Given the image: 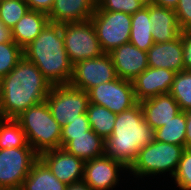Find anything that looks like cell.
<instances>
[{"mask_svg": "<svg viewBox=\"0 0 191 190\" xmlns=\"http://www.w3.org/2000/svg\"><path fill=\"white\" fill-rule=\"evenodd\" d=\"M186 117L185 111L179 112L172 120L155 130V140L181 145L185 148Z\"/></svg>", "mask_w": 191, "mask_h": 190, "instance_id": "d4e9b609", "label": "cell"}, {"mask_svg": "<svg viewBox=\"0 0 191 190\" xmlns=\"http://www.w3.org/2000/svg\"><path fill=\"white\" fill-rule=\"evenodd\" d=\"M15 120L25 133L27 143L40 155L61 147V127L53 118L46 101L29 107Z\"/></svg>", "mask_w": 191, "mask_h": 190, "instance_id": "277c9868", "label": "cell"}, {"mask_svg": "<svg viewBox=\"0 0 191 190\" xmlns=\"http://www.w3.org/2000/svg\"><path fill=\"white\" fill-rule=\"evenodd\" d=\"M152 22L149 18V2L135 14L131 15L130 40L140 50L148 51L155 43L152 37Z\"/></svg>", "mask_w": 191, "mask_h": 190, "instance_id": "603a6c76", "label": "cell"}, {"mask_svg": "<svg viewBox=\"0 0 191 190\" xmlns=\"http://www.w3.org/2000/svg\"><path fill=\"white\" fill-rule=\"evenodd\" d=\"M62 34L64 47L72 65L97 58L104 53L91 19L62 24Z\"/></svg>", "mask_w": 191, "mask_h": 190, "instance_id": "8992f818", "label": "cell"}, {"mask_svg": "<svg viewBox=\"0 0 191 190\" xmlns=\"http://www.w3.org/2000/svg\"><path fill=\"white\" fill-rule=\"evenodd\" d=\"M185 117H186L185 148H191V110L185 111Z\"/></svg>", "mask_w": 191, "mask_h": 190, "instance_id": "d590c367", "label": "cell"}, {"mask_svg": "<svg viewBox=\"0 0 191 190\" xmlns=\"http://www.w3.org/2000/svg\"><path fill=\"white\" fill-rule=\"evenodd\" d=\"M117 77L132 81L148 68V55L132 43H124L109 53Z\"/></svg>", "mask_w": 191, "mask_h": 190, "instance_id": "5bb4252c", "label": "cell"}, {"mask_svg": "<svg viewBox=\"0 0 191 190\" xmlns=\"http://www.w3.org/2000/svg\"><path fill=\"white\" fill-rule=\"evenodd\" d=\"M146 3L145 0H96L95 10L120 11L132 15L140 11Z\"/></svg>", "mask_w": 191, "mask_h": 190, "instance_id": "f546056e", "label": "cell"}, {"mask_svg": "<svg viewBox=\"0 0 191 190\" xmlns=\"http://www.w3.org/2000/svg\"><path fill=\"white\" fill-rule=\"evenodd\" d=\"M39 158L63 183L70 185L83 181L85 162L64 148L45 151L39 155Z\"/></svg>", "mask_w": 191, "mask_h": 190, "instance_id": "4fadbf2b", "label": "cell"}, {"mask_svg": "<svg viewBox=\"0 0 191 190\" xmlns=\"http://www.w3.org/2000/svg\"><path fill=\"white\" fill-rule=\"evenodd\" d=\"M29 10V6L25 1L0 0V20L10 29H12Z\"/></svg>", "mask_w": 191, "mask_h": 190, "instance_id": "83f0119b", "label": "cell"}, {"mask_svg": "<svg viewBox=\"0 0 191 190\" xmlns=\"http://www.w3.org/2000/svg\"><path fill=\"white\" fill-rule=\"evenodd\" d=\"M66 190H92L84 181L73 183L67 186Z\"/></svg>", "mask_w": 191, "mask_h": 190, "instance_id": "f35d334b", "label": "cell"}, {"mask_svg": "<svg viewBox=\"0 0 191 190\" xmlns=\"http://www.w3.org/2000/svg\"><path fill=\"white\" fill-rule=\"evenodd\" d=\"M175 13L180 28L183 31L191 30V0H180Z\"/></svg>", "mask_w": 191, "mask_h": 190, "instance_id": "d6a6232c", "label": "cell"}, {"mask_svg": "<svg viewBox=\"0 0 191 190\" xmlns=\"http://www.w3.org/2000/svg\"><path fill=\"white\" fill-rule=\"evenodd\" d=\"M181 190H191V148H185L173 175Z\"/></svg>", "mask_w": 191, "mask_h": 190, "instance_id": "4dcf8cb0", "label": "cell"}, {"mask_svg": "<svg viewBox=\"0 0 191 190\" xmlns=\"http://www.w3.org/2000/svg\"><path fill=\"white\" fill-rule=\"evenodd\" d=\"M183 70L191 71V30L182 31Z\"/></svg>", "mask_w": 191, "mask_h": 190, "instance_id": "836d02e7", "label": "cell"}, {"mask_svg": "<svg viewBox=\"0 0 191 190\" xmlns=\"http://www.w3.org/2000/svg\"><path fill=\"white\" fill-rule=\"evenodd\" d=\"M23 58V49L15 42L0 43V79Z\"/></svg>", "mask_w": 191, "mask_h": 190, "instance_id": "f1b7e54d", "label": "cell"}, {"mask_svg": "<svg viewBox=\"0 0 191 190\" xmlns=\"http://www.w3.org/2000/svg\"><path fill=\"white\" fill-rule=\"evenodd\" d=\"M67 186L58 180L49 167L38 158L24 179L21 190H66Z\"/></svg>", "mask_w": 191, "mask_h": 190, "instance_id": "7402d4cb", "label": "cell"}, {"mask_svg": "<svg viewBox=\"0 0 191 190\" xmlns=\"http://www.w3.org/2000/svg\"><path fill=\"white\" fill-rule=\"evenodd\" d=\"M179 1L180 0H150V3L167 9L175 10L179 4Z\"/></svg>", "mask_w": 191, "mask_h": 190, "instance_id": "74e56055", "label": "cell"}, {"mask_svg": "<svg viewBox=\"0 0 191 190\" xmlns=\"http://www.w3.org/2000/svg\"><path fill=\"white\" fill-rule=\"evenodd\" d=\"M182 33L171 41L154 43L147 51L148 67L164 68L175 73L183 71Z\"/></svg>", "mask_w": 191, "mask_h": 190, "instance_id": "e0dca14e", "label": "cell"}, {"mask_svg": "<svg viewBox=\"0 0 191 190\" xmlns=\"http://www.w3.org/2000/svg\"><path fill=\"white\" fill-rule=\"evenodd\" d=\"M53 118L63 128L79 115L86 114L88 93L70 84L53 85L46 100Z\"/></svg>", "mask_w": 191, "mask_h": 190, "instance_id": "52a82bcc", "label": "cell"}, {"mask_svg": "<svg viewBox=\"0 0 191 190\" xmlns=\"http://www.w3.org/2000/svg\"><path fill=\"white\" fill-rule=\"evenodd\" d=\"M38 158L32 147L0 149V190H21Z\"/></svg>", "mask_w": 191, "mask_h": 190, "instance_id": "9c48e42d", "label": "cell"}, {"mask_svg": "<svg viewBox=\"0 0 191 190\" xmlns=\"http://www.w3.org/2000/svg\"><path fill=\"white\" fill-rule=\"evenodd\" d=\"M87 93L89 103L104 106L115 114L124 112L138 103L132 81L119 77L113 81L99 84Z\"/></svg>", "mask_w": 191, "mask_h": 190, "instance_id": "30bf717a", "label": "cell"}, {"mask_svg": "<svg viewBox=\"0 0 191 190\" xmlns=\"http://www.w3.org/2000/svg\"><path fill=\"white\" fill-rule=\"evenodd\" d=\"M149 18L152 22V37L155 43L171 42L183 31L179 26L175 10L149 2Z\"/></svg>", "mask_w": 191, "mask_h": 190, "instance_id": "d6986e66", "label": "cell"}, {"mask_svg": "<svg viewBox=\"0 0 191 190\" xmlns=\"http://www.w3.org/2000/svg\"><path fill=\"white\" fill-rule=\"evenodd\" d=\"M52 86L35 64L23 57L0 79V118L15 119L45 101Z\"/></svg>", "mask_w": 191, "mask_h": 190, "instance_id": "6da1fadb", "label": "cell"}, {"mask_svg": "<svg viewBox=\"0 0 191 190\" xmlns=\"http://www.w3.org/2000/svg\"><path fill=\"white\" fill-rule=\"evenodd\" d=\"M128 168L118 160L106 154L86 161L84 165L83 181L92 190L113 189L119 181V170Z\"/></svg>", "mask_w": 191, "mask_h": 190, "instance_id": "7c38bea8", "label": "cell"}, {"mask_svg": "<svg viewBox=\"0 0 191 190\" xmlns=\"http://www.w3.org/2000/svg\"><path fill=\"white\" fill-rule=\"evenodd\" d=\"M139 103L146 123L154 130L162 127L182 111L170 93L151 97Z\"/></svg>", "mask_w": 191, "mask_h": 190, "instance_id": "2e32d148", "label": "cell"}, {"mask_svg": "<svg viewBox=\"0 0 191 190\" xmlns=\"http://www.w3.org/2000/svg\"><path fill=\"white\" fill-rule=\"evenodd\" d=\"M170 94L182 111L191 110V71L183 70L175 74Z\"/></svg>", "mask_w": 191, "mask_h": 190, "instance_id": "4316f807", "label": "cell"}, {"mask_svg": "<svg viewBox=\"0 0 191 190\" xmlns=\"http://www.w3.org/2000/svg\"><path fill=\"white\" fill-rule=\"evenodd\" d=\"M6 42H14L12 40V31L0 20V43Z\"/></svg>", "mask_w": 191, "mask_h": 190, "instance_id": "8d00e7d4", "label": "cell"}, {"mask_svg": "<svg viewBox=\"0 0 191 190\" xmlns=\"http://www.w3.org/2000/svg\"><path fill=\"white\" fill-rule=\"evenodd\" d=\"M23 57L34 63L52 85L70 84L73 74L62 34V25L49 22L25 48Z\"/></svg>", "mask_w": 191, "mask_h": 190, "instance_id": "7a4b0ae2", "label": "cell"}, {"mask_svg": "<svg viewBox=\"0 0 191 190\" xmlns=\"http://www.w3.org/2000/svg\"><path fill=\"white\" fill-rule=\"evenodd\" d=\"M117 78L115 67L108 53L86 59L73 65L70 85L88 92L91 88Z\"/></svg>", "mask_w": 191, "mask_h": 190, "instance_id": "8fae6325", "label": "cell"}, {"mask_svg": "<svg viewBox=\"0 0 191 190\" xmlns=\"http://www.w3.org/2000/svg\"><path fill=\"white\" fill-rule=\"evenodd\" d=\"M87 116L91 129L104 140L113 132L116 114L104 106L89 103Z\"/></svg>", "mask_w": 191, "mask_h": 190, "instance_id": "cb8c5ba5", "label": "cell"}, {"mask_svg": "<svg viewBox=\"0 0 191 190\" xmlns=\"http://www.w3.org/2000/svg\"><path fill=\"white\" fill-rule=\"evenodd\" d=\"M62 148L86 162L105 155V140L90 129L86 135L70 136Z\"/></svg>", "mask_w": 191, "mask_h": 190, "instance_id": "ffe728a7", "label": "cell"}, {"mask_svg": "<svg viewBox=\"0 0 191 190\" xmlns=\"http://www.w3.org/2000/svg\"><path fill=\"white\" fill-rule=\"evenodd\" d=\"M175 72L164 68L148 67L132 80L138 102L161 94L170 93Z\"/></svg>", "mask_w": 191, "mask_h": 190, "instance_id": "9a60e30c", "label": "cell"}, {"mask_svg": "<svg viewBox=\"0 0 191 190\" xmlns=\"http://www.w3.org/2000/svg\"><path fill=\"white\" fill-rule=\"evenodd\" d=\"M31 147L20 124L15 119L0 118V149Z\"/></svg>", "mask_w": 191, "mask_h": 190, "instance_id": "484cf974", "label": "cell"}, {"mask_svg": "<svg viewBox=\"0 0 191 190\" xmlns=\"http://www.w3.org/2000/svg\"><path fill=\"white\" fill-rule=\"evenodd\" d=\"M25 2L28 4L30 10L43 12L47 15L50 13L54 4V0H25Z\"/></svg>", "mask_w": 191, "mask_h": 190, "instance_id": "e575fe53", "label": "cell"}, {"mask_svg": "<svg viewBox=\"0 0 191 190\" xmlns=\"http://www.w3.org/2000/svg\"><path fill=\"white\" fill-rule=\"evenodd\" d=\"M91 129L87 113L79 115L61 129V147L70 140V136L86 135Z\"/></svg>", "mask_w": 191, "mask_h": 190, "instance_id": "1f68e13d", "label": "cell"}, {"mask_svg": "<svg viewBox=\"0 0 191 190\" xmlns=\"http://www.w3.org/2000/svg\"><path fill=\"white\" fill-rule=\"evenodd\" d=\"M49 22L47 14L29 10L11 29L12 40L23 49L40 34Z\"/></svg>", "mask_w": 191, "mask_h": 190, "instance_id": "44dd1931", "label": "cell"}, {"mask_svg": "<svg viewBox=\"0 0 191 190\" xmlns=\"http://www.w3.org/2000/svg\"><path fill=\"white\" fill-rule=\"evenodd\" d=\"M96 0H54L48 14L51 23L66 24L89 20L94 14Z\"/></svg>", "mask_w": 191, "mask_h": 190, "instance_id": "ac0fdd59", "label": "cell"}, {"mask_svg": "<svg viewBox=\"0 0 191 190\" xmlns=\"http://www.w3.org/2000/svg\"><path fill=\"white\" fill-rule=\"evenodd\" d=\"M185 148L181 145L154 140L138 151L128 168L137 177L169 172L173 177Z\"/></svg>", "mask_w": 191, "mask_h": 190, "instance_id": "5b68a950", "label": "cell"}, {"mask_svg": "<svg viewBox=\"0 0 191 190\" xmlns=\"http://www.w3.org/2000/svg\"><path fill=\"white\" fill-rule=\"evenodd\" d=\"M104 53L128 43L131 31V15L124 12L94 10L90 18Z\"/></svg>", "mask_w": 191, "mask_h": 190, "instance_id": "ba28073f", "label": "cell"}, {"mask_svg": "<svg viewBox=\"0 0 191 190\" xmlns=\"http://www.w3.org/2000/svg\"><path fill=\"white\" fill-rule=\"evenodd\" d=\"M154 135L155 130L146 123L138 102L116 114L113 132L105 140V154L129 168L138 151L155 140Z\"/></svg>", "mask_w": 191, "mask_h": 190, "instance_id": "3957f363", "label": "cell"}]
</instances>
